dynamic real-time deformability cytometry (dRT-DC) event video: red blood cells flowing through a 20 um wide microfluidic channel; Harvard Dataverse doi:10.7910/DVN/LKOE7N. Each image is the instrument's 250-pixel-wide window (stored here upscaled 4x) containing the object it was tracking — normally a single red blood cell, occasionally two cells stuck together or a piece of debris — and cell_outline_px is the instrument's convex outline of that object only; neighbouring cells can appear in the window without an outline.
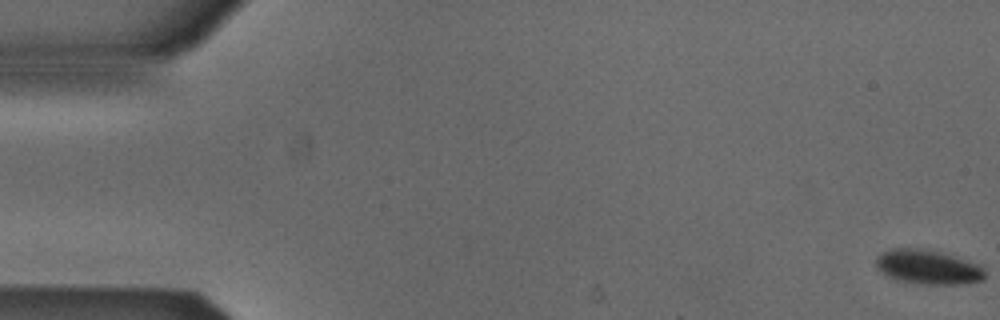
{"species": "Egyptian fruit bat (a non-hibernating species)", "species_latin": "Rousettus aegyptiacus", "temperature_condition": "cold", "stored_images_in_passage": 46, "camera_frame_rate_fps": 3000, "um_per_image_px": 0.085, "animal": {"sex": "male"}, "frame": {"image": 1, "passage_image": 1, "time_ms": 0.0, "image_size_px": [1000, 320], "cell_outline_px": [[984, 280], [968, 284], [920, 284], [896, 280], [880, 272], [876, 268], [876, 256], [892, 248], [916, 248], [940, 252], [984, 264]], "centroid_in_image_um": [78.92, 22.71], "position_along_channel_um": 6.1, "area_um2": 22.2}}
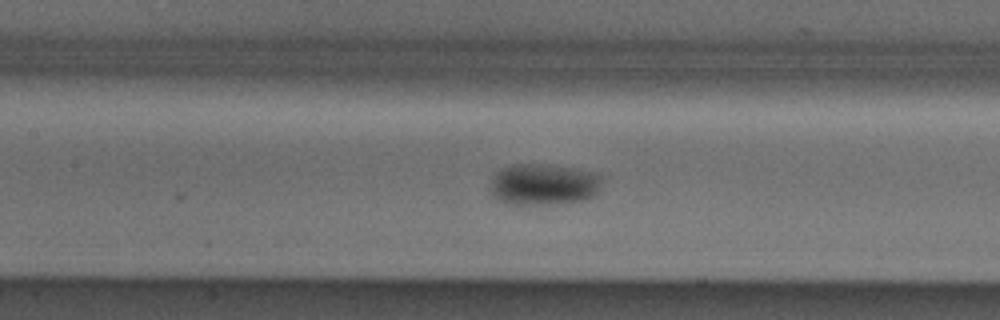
{"frame": {"image": 2, "passage_image": 25, "time_ms": 8.0, "image_size_px": [1000, 320], "cell_outline_px": [[604, 180], [596, 192], [592, 196], [584, 200], [540, 204], [512, 204], [496, 200], [492, 196], [488, 188], [492, 176], [496, 172], [512, 164], [544, 164], [576, 168], [600, 172]], "centroid_in_image_um": [46.19, 15.65], "position_along_channel_um": 161.2, "area_um2": 27.34}}
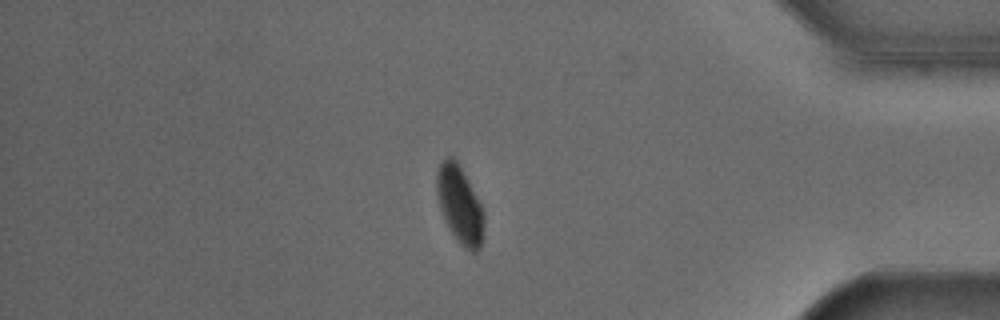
{"frame": {"image": 3, "passage_image": 46, "time_ms": 15.0, "image_size_px": [1000, 320], "cell_outline_px": [[484, 220], [480, 248], [476, 252], [472, 252], [464, 248], [456, 240], [440, 208], [436, 192], [436, 172], [440, 160], [448, 156], [452, 156], [456, 160], [468, 180], [484, 212]], "centroid_in_image_um": [39.06, 17.37], "position_along_channel_um": 396.1, "area_um2": 21.1}, "authors_computed_cell_mechanics": {"area_um2": 23.9003, "velocity_mm_per_s": 3.8393, "shape_relaxation_time_tau1_ms": 3.235, "shape_relaxation_time_tau2_ms": null, "deformation_change_tau1": 0.0463, "deformation_change_tau2": null}}